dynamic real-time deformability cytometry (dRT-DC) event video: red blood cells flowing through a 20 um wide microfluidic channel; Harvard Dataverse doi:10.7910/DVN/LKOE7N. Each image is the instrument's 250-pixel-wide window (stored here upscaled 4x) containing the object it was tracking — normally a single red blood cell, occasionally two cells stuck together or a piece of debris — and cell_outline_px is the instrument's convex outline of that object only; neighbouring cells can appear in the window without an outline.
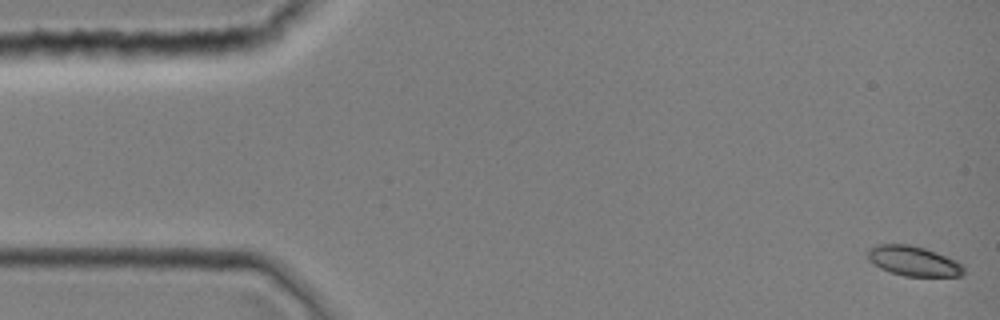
{"species": "common noctule bat (a hibernating species)", "species_latin": "Nyctalus noctula", "temperature_condition": "room temperature", "stored_images_in_passage": 12, "camera_frame_rate_fps": 3000, "um_per_image_px": 0.085, "animal": {"sex": "female", "body_mass_g": 19.0, "forearm_length_mm": 51.5}, "frame": {"image": 1, "passage_image": 1, "time_ms": 0.0, "image_size_px": [1000, 320], "cell_outline_px": [[964, 272], [960, 276], [904, 276], [880, 268], [868, 260], [868, 248], [876, 244], [908, 244], [924, 248], [936, 252], [956, 260], [964, 268]], "centroid_in_image_um": [77.62, 22.18], "position_along_channel_um": 7.4, "area_um2": 16.65}}
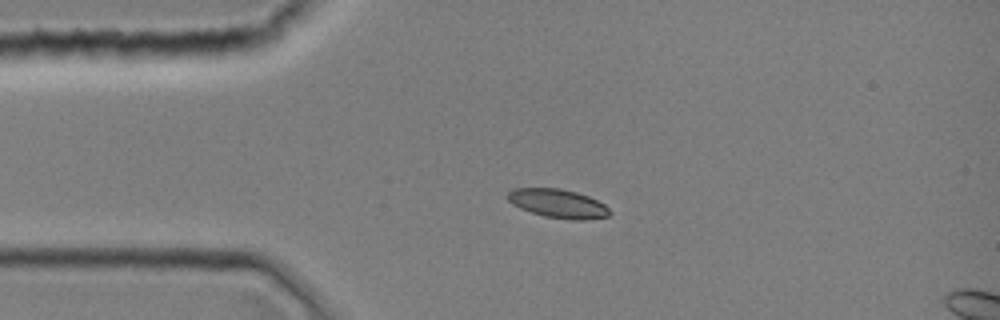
{"frame": {"image": 2, "passage_image": 9, "time_ms": 2.667, "image_size_px": [1000, 320], "cell_outline_px": [[612, 212], [608, 216], [584, 220], [572, 220], [544, 216], [520, 208], [512, 204], [508, 200], [508, 192], [512, 188], [560, 188], [576, 192], [588, 196], [604, 204]], "centroid_in_image_um": [47.43, 17.3], "position_along_channel_um": 37.6, "area_um2": 17.05}}